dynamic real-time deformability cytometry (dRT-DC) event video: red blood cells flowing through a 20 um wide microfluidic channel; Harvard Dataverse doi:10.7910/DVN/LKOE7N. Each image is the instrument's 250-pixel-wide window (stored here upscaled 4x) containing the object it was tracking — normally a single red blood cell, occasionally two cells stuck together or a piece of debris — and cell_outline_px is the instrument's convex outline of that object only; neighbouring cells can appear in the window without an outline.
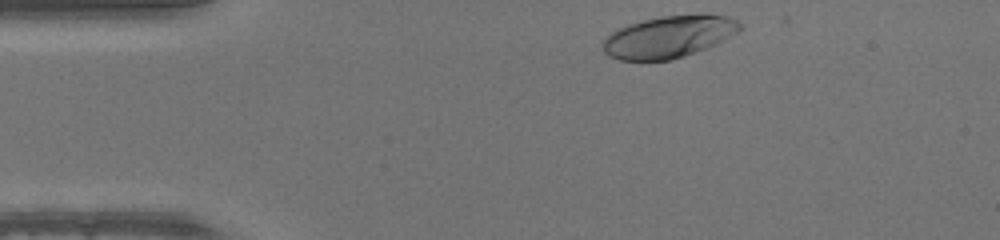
{"species": "human", "species_latin": "Homo sapiens", "temperature_condition": "warm", "stored_images_in_passage": 33, "camera_frame_rate_fps": 3000, "um_per_image_px": 0.085, "donor": {"sex": "male"}, "frame": {"image": 1, "passage_image": 1, "time_ms": 0.0, "image_size_px": [1000, 240], "cell_outline_px": [[744, 28], [724, 40], [716, 44], [684, 56], [672, 60], [620, 60], [608, 56], [604, 52], [600, 44], [604, 36], [628, 24], [660, 16], [700, 12], [708, 12], [728, 16], [736, 20]], "centroid_in_image_um": [56.86, 3.09], "position_along_channel_um": 28.1, "area_um2": 34.28}}
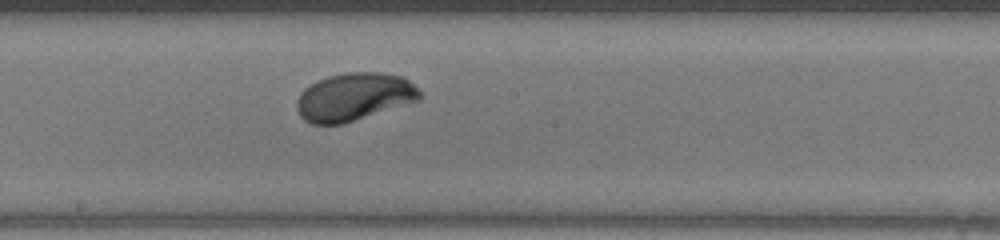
{"frame": {"image": 2, "passage_image": 19, "time_ms": 6.0, "image_size_px": [1000, 240], "cell_outline_px": [[420, 100], [344, 124], [312, 124], [304, 120], [300, 116], [296, 108], [296, 100], [300, 92], [304, 88], [316, 80], [328, 76], [344, 72], [380, 72], [404, 76], [420, 92]], "centroid_in_image_um": [30.06, 8.23], "position_along_channel_um": 218.1, "area_um2": 34.62}}
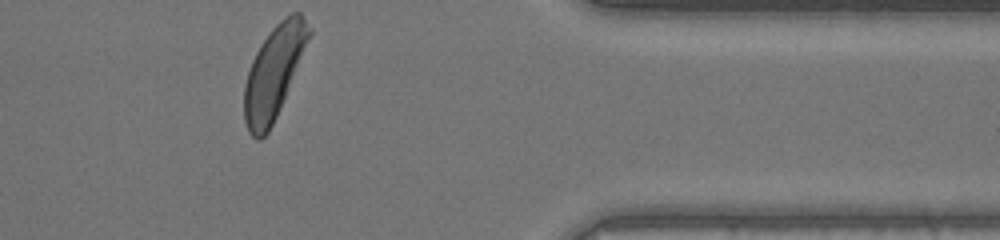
{"frame": {"image": 3, "passage_image": 33, "time_ms": 10.667, "image_size_px": [1000, 240], "cell_outline_px": [[312, 36], [276, 116], [268, 132], [260, 140], [256, 140], [248, 132], [244, 120], [244, 84], [252, 60], [260, 44], [272, 28], [284, 16], [292, 12], [300, 12], [312, 28]], "centroid_in_image_um": [23.29, 6.11], "position_along_channel_um": 388.1, "area_um2": 34.91}}